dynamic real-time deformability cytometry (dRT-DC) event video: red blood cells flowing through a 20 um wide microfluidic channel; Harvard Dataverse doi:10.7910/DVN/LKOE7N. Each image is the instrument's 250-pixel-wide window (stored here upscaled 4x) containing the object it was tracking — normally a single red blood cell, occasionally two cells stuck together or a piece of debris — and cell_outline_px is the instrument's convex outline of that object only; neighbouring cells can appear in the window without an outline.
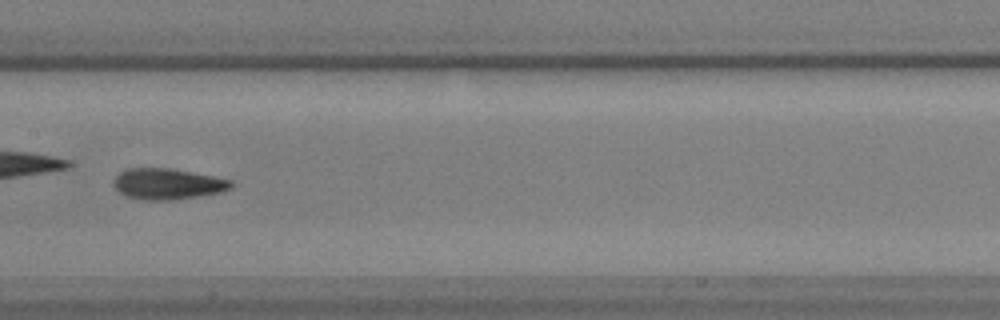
{"species": "common noctule bat (a hibernating species)", "species_latin": "Nyctalus noctula", "temperature_condition": "warm", "stored_images_in_passage": 35, "camera_frame_rate_fps": 3000, "um_per_image_px": 0.085, "animal": {"sex": "male", "body_mass_g": 17.9, "forearm_length_mm": 54.2}, "frame": {"image": 1, "passage_image": 22, "time_ms": 7.0, "image_size_px": [1000, 320], "cell_outline_px": [[232, 188], [220, 192], [196, 196], [168, 200], [144, 200], [128, 196], [120, 192], [112, 184], [112, 180], [120, 172], [128, 168], [172, 168], [232, 180]], "centroid_in_image_um": [14.22, 15.62], "position_along_channel_um": 193.2, "area_um2": 20.98}}